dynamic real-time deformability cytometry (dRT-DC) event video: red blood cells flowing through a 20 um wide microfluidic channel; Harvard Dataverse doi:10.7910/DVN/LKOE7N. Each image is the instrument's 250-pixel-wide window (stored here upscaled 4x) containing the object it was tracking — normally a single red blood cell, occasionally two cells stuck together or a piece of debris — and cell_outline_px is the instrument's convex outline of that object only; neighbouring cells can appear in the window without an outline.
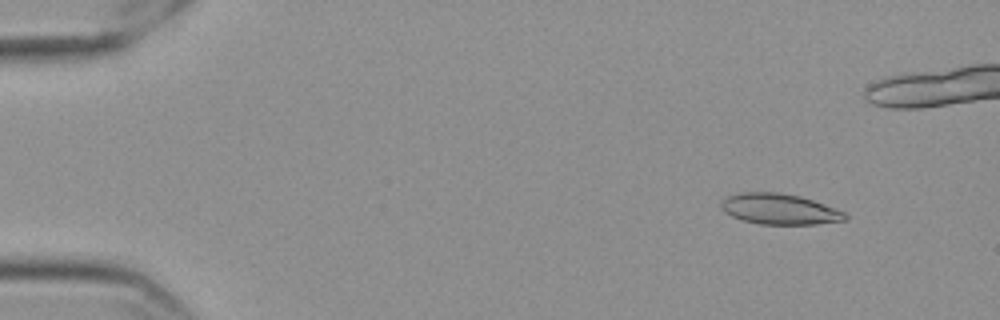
{"species": "Egyptian fruit bat (a non-hibernating species)", "species_latin": "Rousettus aegyptiacus", "temperature_condition": "cold", "stored_images_in_passage": 54, "camera_frame_rate_fps": 3000, "um_per_image_px": 0.085, "frame": {"image": 1, "passage_image": 2, "time_ms": 0.333, "image_size_px": [1000, 320], "cell_outline_px": [[848, 216], [844, 220], [816, 224], [760, 224], [744, 220], [732, 216], [724, 212], [720, 208], [720, 204], [728, 196], [740, 192], [780, 192], [800, 196], [824, 204], [844, 212]], "centroid_in_image_um": [66.23, 17.76], "position_along_channel_um": 18.8, "area_um2": 22.02}}
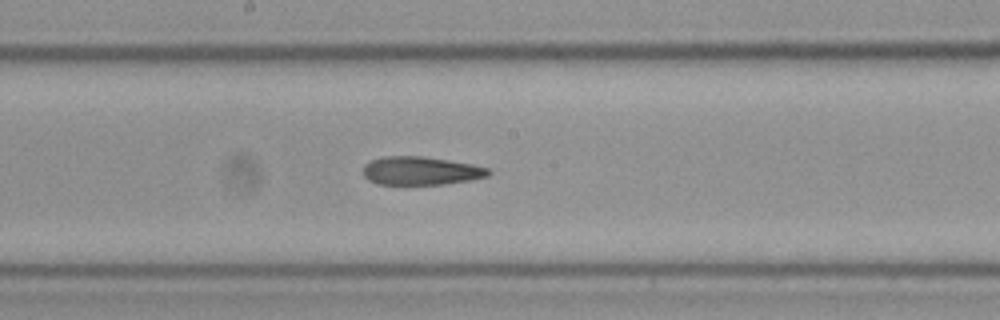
{"frame": {"image": 2, "passage_image": 27, "time_ms": 8.667, "image_size_px": [1000, 320], "cell_outline_px": [[492, 172], [488, 176], [472, 180], [444, 184], [376, 184], [368, 180], [364, 176], [364, 164], [372, 160], [384, 156], [420, 156], [448, 160], [472, 164], [488, 168]], "centroid_in_image_um": [35.78, 14.52], "position_along_channel_um": 212.4, "area_um2": 20.69}}
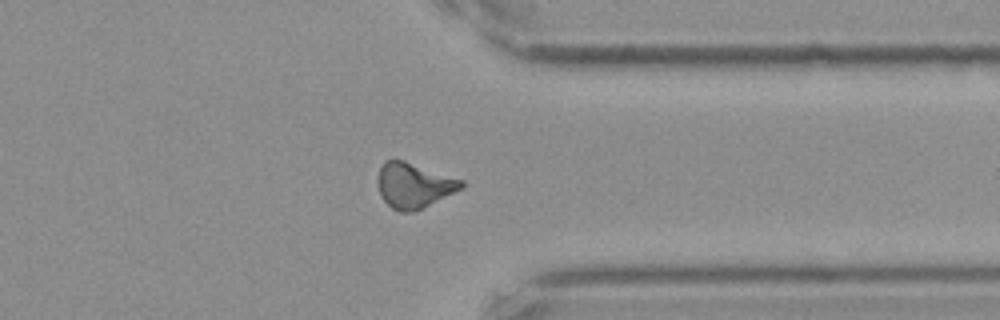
{"frame": {"image": 3, "passage_image": 41, "time_ms": 13.333, "image_size_px": [1000, 320], "cell_outline_px": [[464, 188], [424, 208], [408, 212], [400, 212], [392, 208], [380, 196], [380, 168], [384, 160], [404, 160], [464, 180]], "centroid_in_image_um": [35.24, 15.76], "position_along_channel_um": 376.2, "area_um2": 21.85}, "authors_computed_cell_mechanics": {"area_um2": 21.5883, "velocity_mm_per_s": 3.576, "shape_relaxation_time_tau1_ms": null, "shape_relaxation_time_tau2_ms": 4.5743, "deformation_change_tau1": null, "deformation_change_tau2": 0.1337}}